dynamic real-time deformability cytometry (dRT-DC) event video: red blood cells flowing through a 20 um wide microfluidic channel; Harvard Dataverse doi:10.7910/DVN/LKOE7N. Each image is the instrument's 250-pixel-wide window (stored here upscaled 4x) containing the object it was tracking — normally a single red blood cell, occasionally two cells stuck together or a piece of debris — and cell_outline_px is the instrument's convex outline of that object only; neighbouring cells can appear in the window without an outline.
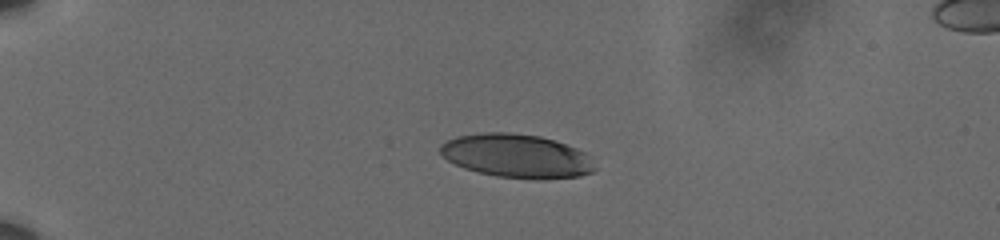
{"species": "human", "species_latin": "Homo sapiens", "temperature_condition": "cold", "stored_images_in_passage": 45, "camera_frame_rate_fps": 3000, "um_per_image_px": 0.085, "donor": {"sex": "male"}, "frame": {"image": 1, "passage_image": 1, "time_ms": 0.0, "image_size_px": [1000, 240], "cell_outline_px": [[596, 168], [592, 172], [580, 176], [544, 180], [536, 180], [496, 176], [464, 168], [448, 160], [440, 152], [440, 144], [456, 136], [484, 132], [508, 132], [540, 136], [556, 140], [588, 152]], "centroid_in_image_um": [43.97, 13.26], "position_along_channel_um": 41.0, "area_um2": 39.77}}
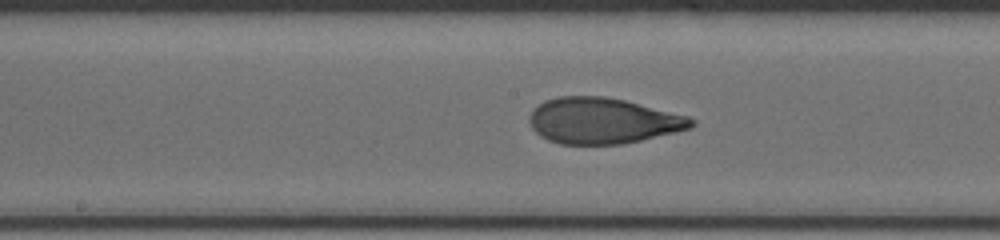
{"frame": {"image": 2, "passage_image": 19, "time_ms": 6.0, "image_size_px": [1000, 240], "cell_outline_px": [[696, 124], [692, 128], [676, 132], [624, 144], [560, 144], [548, 140], [540, 136], [532, 128], [528, 120], [528, 116], [532, 108], [544, 100], [556, 96], [604, 96], [624, 100], [688, 116], [696, 120]], "centroid_in_image_um": [51.21, 10.26], "position_along_channel_um": 197.0, "area_um2": 43.64}}
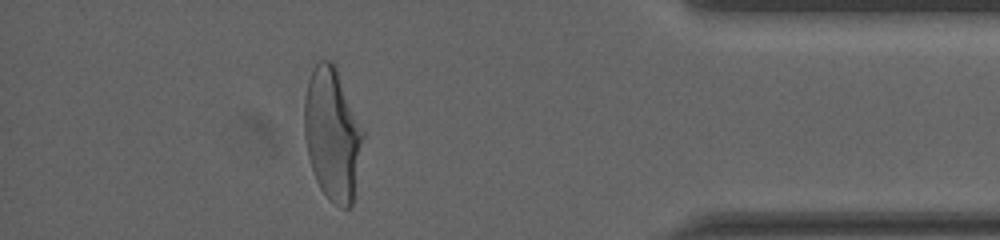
{"frame": {"image": 3, "passage_image": 39, "time_ms": 12.667, "image_size_px": [1000, 240], "cell_outline_px": [[364, 136], [352, 208], [340, 208], [328, 200], [320, 188], [316, 180], [308, 156], [304, 136], [304, 100], [308, 80], [312, 68], [320, 60], [332, 60], [336, 68], [364, 132]], "centroid_in_image_um": [28.24, 11.44], "position_along_channel_um": 407.0, "area_um2": 45.37}, "authors_computed_cell_mechanics": {"area_um2": 43.2922, "velocity_mm_per_s": 3.5965, "shape_relaxation_time_tau1_ms": 4.6028, "shape_relaxation_time_tau2_ms": 1.1319, "deformation_change_tau1": 0.2033, "deformation_change_tau2": 0.0777}}